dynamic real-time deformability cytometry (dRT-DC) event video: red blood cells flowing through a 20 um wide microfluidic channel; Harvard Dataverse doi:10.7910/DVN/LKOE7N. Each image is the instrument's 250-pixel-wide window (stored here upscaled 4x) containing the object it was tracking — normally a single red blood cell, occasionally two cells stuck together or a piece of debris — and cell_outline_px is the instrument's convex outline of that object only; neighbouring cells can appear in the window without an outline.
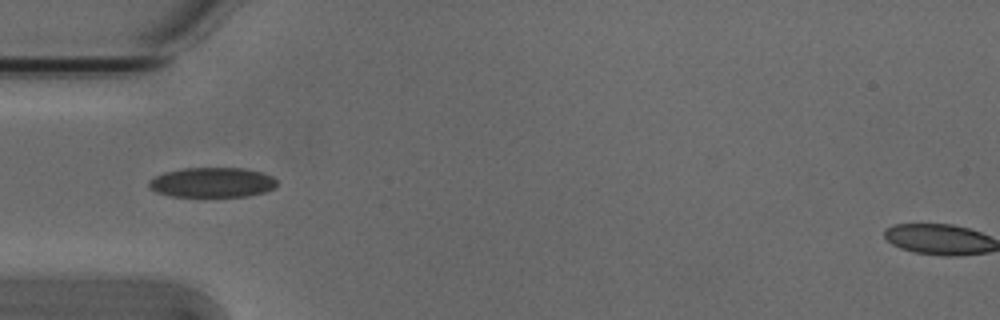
{"species": "Egyptian fruit bat (a non-hibernating species)", "species_latin": "Rousettus aegyptiacus", "temperature_condition": "cold", "stored_images_in_passage": 3, "camera_frame_rate_fps": 3000, "um_per_image_px": 0.085, "animal": {"sex": "male"}, "frame": {"image": 1, "passage_image": 1, "time_ms": 0.0, "image_size_px": [1000, 320], "cell_outline_px": [[276, 188], [264, 192], [248, 196], [172, 196], [156, 192], [148, 188], [148, 180], [164, 172], [184, 168], [244, 168], [260, 172], [272, 176], [276, 180]], "centroid_in_image_um": [18.02, 15.5], "position_along_channel_um": 67.0, "area_um2": 22.31}}
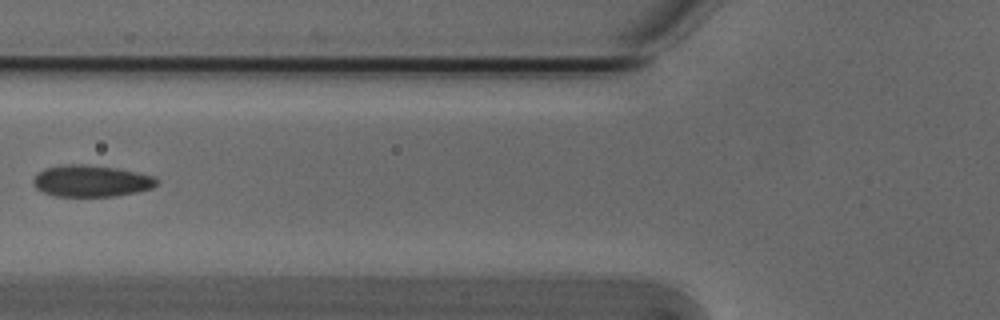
{"frame": {"image": 2, "passage_image": 2, "time_ms": 0.333, "image_size_px": [1000, 320], "cell_outline_px": [[156, 184], [152, 188], [136, 192], [112, 196], [56, 196], [44, 192], [36, 188], [32, 184], [32, 180], [44, 168], [60, 164], [84, 164], [116, 168], [136, 172], [152, 176], [156, 180]], "centroid_in_image_um": [7.7, 15.37], "position_along_channel_um": 118.1, "area_um2": 22.54}}